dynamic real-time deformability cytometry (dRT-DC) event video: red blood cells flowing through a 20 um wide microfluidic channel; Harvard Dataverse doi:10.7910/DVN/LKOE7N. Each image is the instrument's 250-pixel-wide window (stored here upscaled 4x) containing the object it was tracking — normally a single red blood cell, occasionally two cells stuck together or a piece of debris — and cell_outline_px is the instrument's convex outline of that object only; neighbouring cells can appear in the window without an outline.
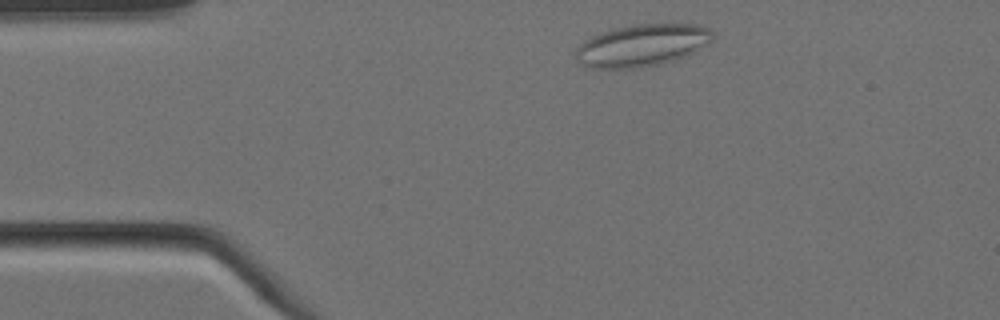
{"species": "Egyptian fruit bat (a non-hibernating species)", "species_latin": "Rousettus aegyptiacus", "temperature_condition": "cold", "stored_images_in_passage": 6, "camera_frame_rate_fps": 3000, "um_per_image_px": 0.085, "animal": {"sex": "female"}, "frame": {"image": 1, "passage_image": 1, "time_ms": 0.0, "image_size_px": [1000, 320], "cell_outline_px": [[712, 40], [696, 52], [676, 60], [660, 64], [636, 68], [592, 68], [580, 64], [576, 60], [576, 48], [584, 40], [592, 36], [616, 28], [636, 24], [696, 24], [708, 28], [712, 32]], "centroid_in_image_um": [54.58, 3.86], "position_along_channel_um": 30.4, "area_um2": 33.58}}